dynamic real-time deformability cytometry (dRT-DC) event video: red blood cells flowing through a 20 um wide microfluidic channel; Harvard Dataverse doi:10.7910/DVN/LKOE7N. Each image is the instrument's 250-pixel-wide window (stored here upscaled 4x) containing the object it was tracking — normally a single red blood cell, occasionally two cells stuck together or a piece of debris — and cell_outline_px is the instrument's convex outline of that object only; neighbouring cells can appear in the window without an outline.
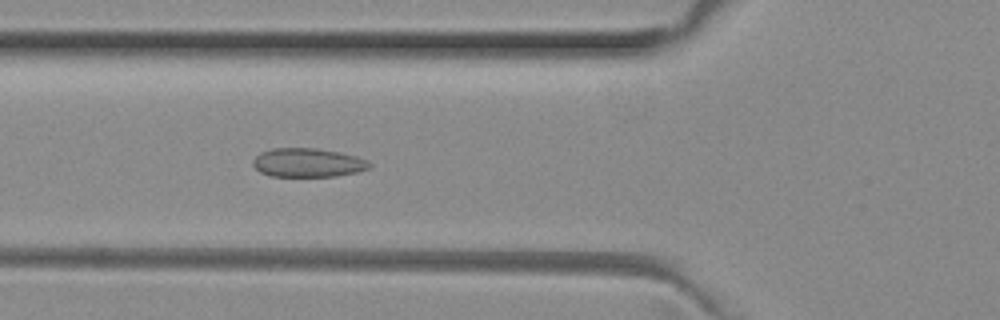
{"species": "common noctule bat (a hibernating species)", "species_latin": "Nyctalus noctula", "temperature_condition": "room temperature", "stored_images_in_passage": 51, "camera_frame_rate_fps": 3000, "um_per_image_px": 0.085, "animal": {"sex": "female", "body_mass_g": 29.2, "forearm_length_mm": 56.3}, "frame": {"image": 1, "passage_image": 18, "time_ms": 5.667, "image_size_px": [1000, 320], "cell_outline_px": [[372, 164], [368, 168], [356, 172], [336, 176], [272, 176], [260, 172], [252, 164], [252, 160], [260, 152], [272, 148], [316, 148], [340, 152], [356, 156], [368, 160]], "centroid_in_image_um": [26.15, 13.82], "position_along_channel_um": 99.6, "area_um2": 19.59}}
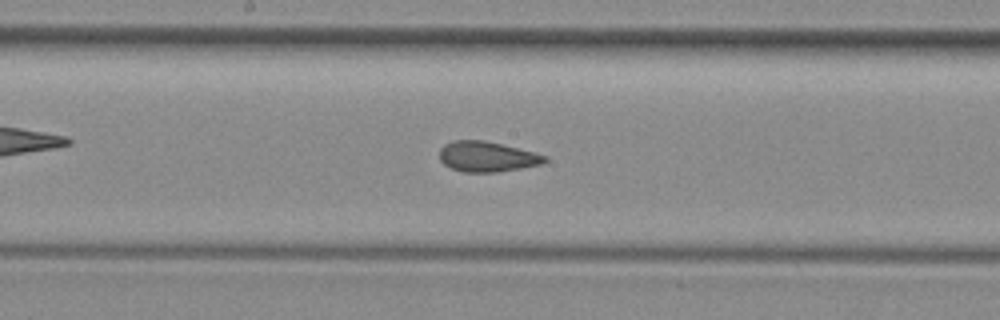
{"frame": {"image": 2, "passage_image": 26, "time_ms": 8.333, "image_size_px": [1000, 320], "cell_outline_px": [[548, 160], [540, 164], [520, 168], [496, 172], [464, 172], [452, 168], [444, 164], [440, 160], [440, 148], [444, 144], [456, 140], [484, 140], [536, 152], [548, 156]], "centroid_in_image_um": [41.41, 13.31], "position_along_channel_um": 206.8, "area_um2": 18.55}}
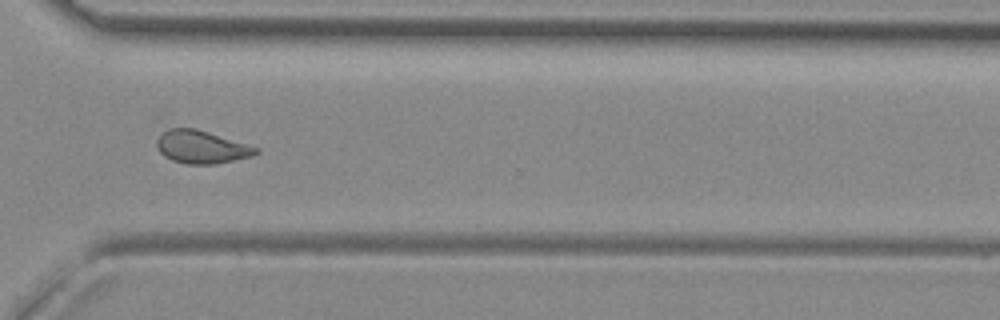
{"frame": {"image": 3, "passage_image": 37, "time_ms": 12.0, "image_size_px": [1000, 320], "cell_outline_px": [[260, 152], [252, 156], [216, 164], [188, 164], [172, 160], [164, 156], [156, 148], [156, 140], [160, 132], [168, 128], [196, 128], [260, 148]], "centroid_in_image_um": [17.1, 12.48], "position_along_channel_um": 353.5, "area_um2": 19.19}, "authors_computed_cell_mechanics": {"area_um2": 19.3052, "velocity_mm_per_s": 4.0056, "shape_relaxation_time_tau1_ms": null, "shape_relaxation_time_tau2_ms": 1.2838, "deformation_change_tau1": null, "deformation_change_tau2": 0.0797}}